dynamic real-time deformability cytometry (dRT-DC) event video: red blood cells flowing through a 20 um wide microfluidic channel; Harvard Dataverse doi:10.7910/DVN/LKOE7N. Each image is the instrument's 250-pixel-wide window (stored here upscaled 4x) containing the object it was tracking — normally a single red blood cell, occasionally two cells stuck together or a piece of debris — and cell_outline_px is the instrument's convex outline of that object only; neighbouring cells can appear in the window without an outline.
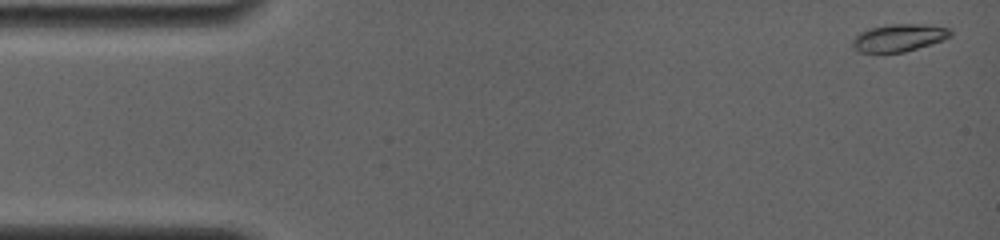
{"species": "common noctule bat (a hibernating species)", "species_latin": "Nyctalus noctula", "temperature_condition": "room temperature", "stored_images_in_passage": 14, "camera_frame_rate_fps": 4000, "um_per_image_px": 0.085, "animal": {"sex": "female", "body_mass_g": 19.0, "forearm_length_mm": 56.7}, "frame": {"image": 1, "passage_image": 1, "time_ms": 0.0, "image_size_px": [1000, 240], "cell_outline_px": [[952, 36], [944, 40], [904, 52], [860, 52], [852, 44], [852, 40], [860, 32], [868, 28], [892, 24], [932, 24], [948, 28], [952, 32]], "centroid_in_image_um": [76.46, 3.19], "position_along_channel_um": 8.5, "area_um2": 15.66}}
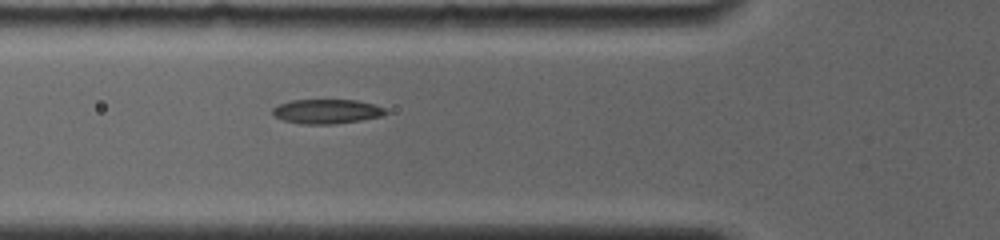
{"frame": {"image": 2, "passage_image": 12, "time_ms": 5.5, "image_size_px": [1000, 240], "cell_outline_px": [[388, 112], [384, 116], [360, 120], [332, 124], [300, 124], [284, 120], [276, 116], [272, 112], [272, 108], [280, 104], [292, 100], [356, 100], [372, 104], [384, 108]], "centroid_in_image_um": [27.79, 9.47], "position_along_channel_um": 98.0, "area_um2": 15.95}}
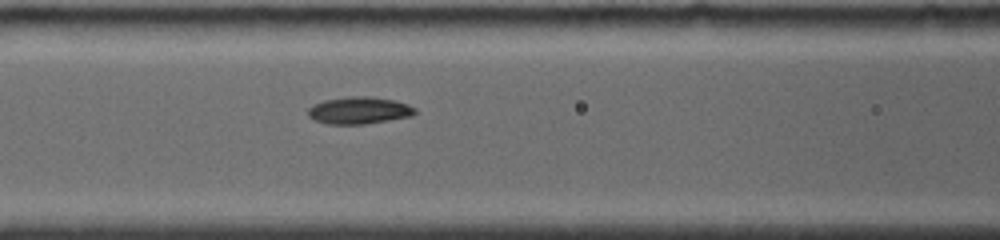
{"frame": {"image": 3, "passage_image": 14, "time_ms": 6.5, "image_size_px": [1000, 240], "cell_outline_px": [[416, 112], [412, 116], [364, 124], [328, 124], [312, 120], [308, 116], [308, 108], [312, 104], [324, 100], [352, 96], [368, 96], [396, 100], [408, 104], [416, 108]], "centroid_in_image_um": [30.51, 9.38], "position_along_channel_um": 136.1, "area_um2": 17.05}}